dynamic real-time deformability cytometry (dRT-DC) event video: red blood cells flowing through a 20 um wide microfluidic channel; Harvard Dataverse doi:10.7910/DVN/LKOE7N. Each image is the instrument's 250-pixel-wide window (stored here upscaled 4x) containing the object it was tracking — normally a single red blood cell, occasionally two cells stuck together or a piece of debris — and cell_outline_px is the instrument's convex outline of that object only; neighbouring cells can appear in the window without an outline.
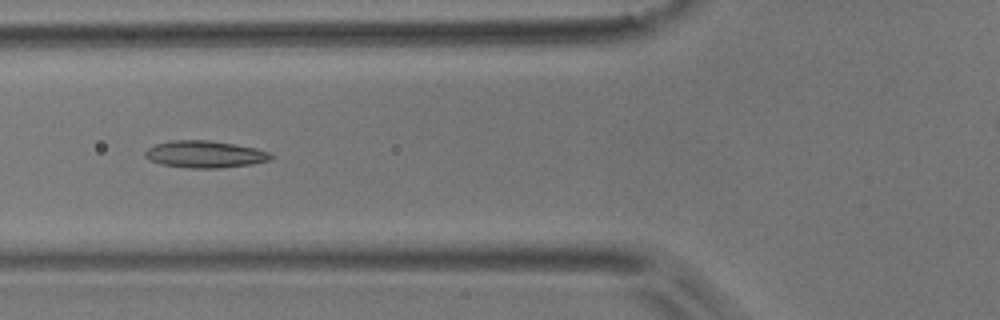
{"species": "common noctule bat (a hibernating species)", "species_latin": "Nyctalus noctula", "temperature_condition": "room temperature", "stored_images_in_passage": 6, "camera_frame_rate_fps": 3000, "um_per_image_px": 0.085, "animal": {"sex": "male", "body_mass_g": 17.9}, "frame": {"image": 1, "passage_image": 4, "time_ms": 4.333, "image_size_px": [1000, 320], "cell_outline_px": [[272, 160], [252, 164], [220, 168], [188, 168], [160, 164], [148, 160], [144, 156], [144, 152], [148, 148], [156, 144], [172, 140], [208, 140], [256, 148], [268, 152], [272, 156]], "centroid_in_image_um": [17.38, 13.12], "position_along_channel_um": 108.4, "area_um2": 19.83}}
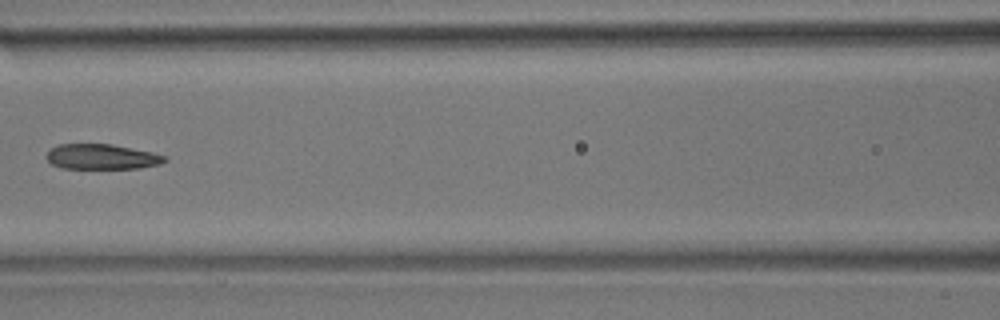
{"frame": {"image": 2, "passage_image": 5, "time_ms": 5.667, "image_size_px": [1000, 320], "cell_outline_px": [[168, 160], [160, 164], [140, 168], [60, 168], [52, 164], [44, 156], [52, 148], [60, 144], [112, 144], [152, 152], [168, 156]], "centroid_in_image_um": [8.67, 13.32], "position_along_channel_um": 157.9, "area_um2": 17.4}}
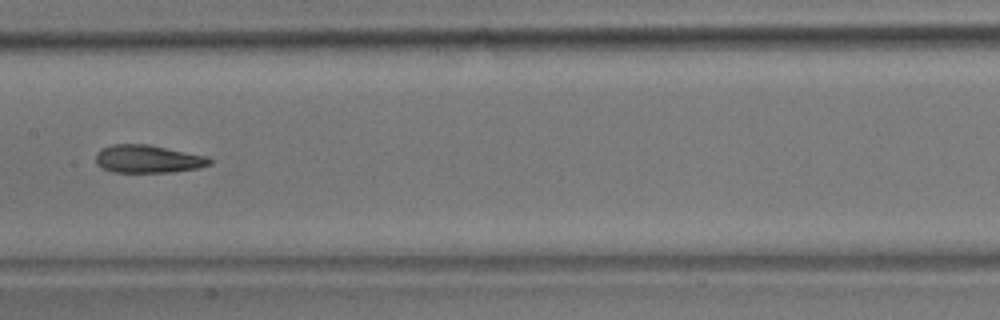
{"frame": {"image": 3, "passage_image": 6, "time_ms": 6.667, "image_size_px": [1000, 320], "cell_outline_px": [[212, 164], [196, 168], [172, 172], [112, 172], [96, 164], [96, 152], [112, 144], [148, 144], [204, 156], [212, 160]], "centroid_in_image_um": [12.54, 13.51], "position_along_channel_um": 194.9, "area_um2": 18.26}}